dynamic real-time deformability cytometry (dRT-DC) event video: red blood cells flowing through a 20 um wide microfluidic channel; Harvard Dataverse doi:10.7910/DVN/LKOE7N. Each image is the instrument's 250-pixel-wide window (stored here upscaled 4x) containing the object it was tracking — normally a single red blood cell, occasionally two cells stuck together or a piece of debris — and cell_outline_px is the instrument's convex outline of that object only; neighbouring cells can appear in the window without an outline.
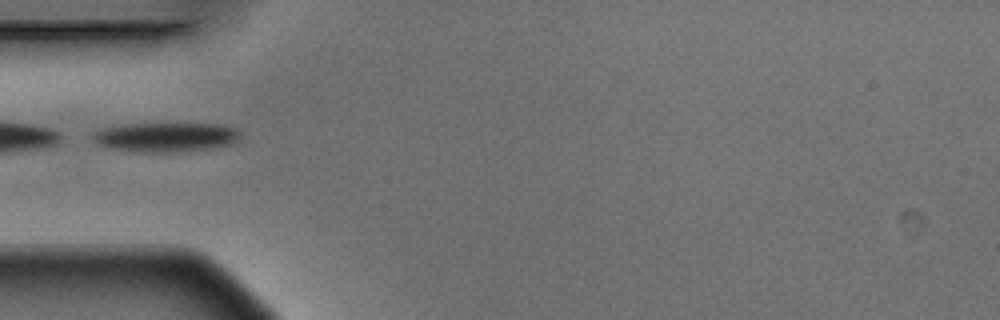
{"species": "Egyptian fruit bat (a non-hibernating species)", "species_latin": "Rousettus aegyptiacus", "temperature_condition": "warm", "stored_images_in_passage": 6, "camera_frame_rate_fps": 3000, "um_per_image_px": 0.085, "animal": {"sex": "male"}, "frame": {"image": 1, "passage_image": 4, "time_ms": 1.0, "image_size_px": [1000, 320], "cell_outline_px": [[240, 140], [232, 144], [212, 148], [188, 152], [140, 152], [108, 148], [92, 144], [88, 136], [92, 132], [100, 128], [124, 124], [224, 124], [236, 128], [240, 132]], "centroid_in_image_um": [14.02, 11.66], "position_along_channel_um": 71.0, "area_um2": 26.13}}
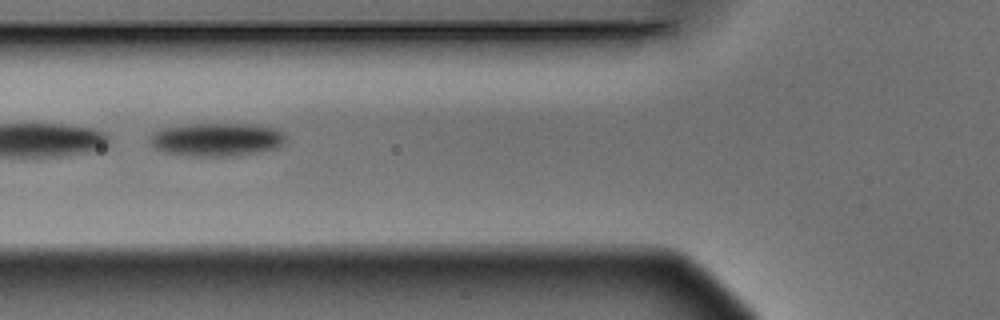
{"frame": {"image": 2, "passage_image": 5, "time_ms": 1.333, "image_size_px": [1000, 320], "cell_outline_px": [[288, 144], [280, 148], [240, 156], [192, 156], [164, 152], [156, 148], [148, 140], [148, 136], [164, 128], [188, 124], [256, 124], [276, 128], [284, 132]], "centroid_in_image_um": [18.53, 11.87], "position_along_channel_um": 107.3, "area_um2": 26.88}}
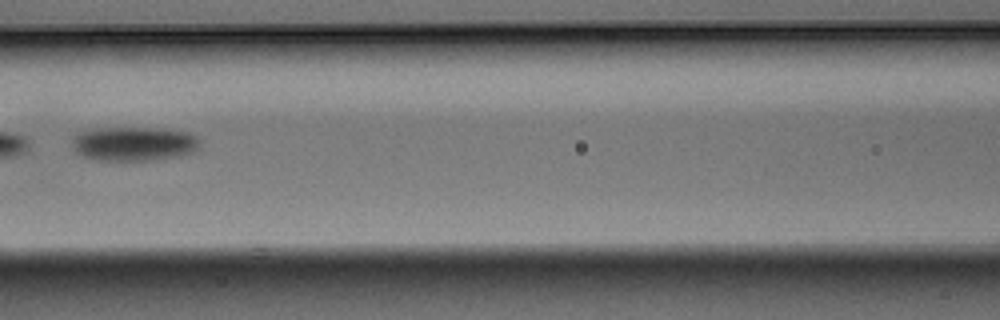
{"frame": {"image": 3, "passage_image": 6, "time_ms": 1.667, "image_size_px": [1000, 320], "cell_outline_px": [[196, 148], [192, 152], [176, 156], [152, 160], [100, 160], [80, 156], [76, 152], [72, 144], [72, 140], [80, 132], [100, 128], [160, 128], [188, 132], [196, 136]], "centroid_in_image_um": [11.33, 12.22], "position_along_channel_um": 155.3, "area_um2": 25.03}}